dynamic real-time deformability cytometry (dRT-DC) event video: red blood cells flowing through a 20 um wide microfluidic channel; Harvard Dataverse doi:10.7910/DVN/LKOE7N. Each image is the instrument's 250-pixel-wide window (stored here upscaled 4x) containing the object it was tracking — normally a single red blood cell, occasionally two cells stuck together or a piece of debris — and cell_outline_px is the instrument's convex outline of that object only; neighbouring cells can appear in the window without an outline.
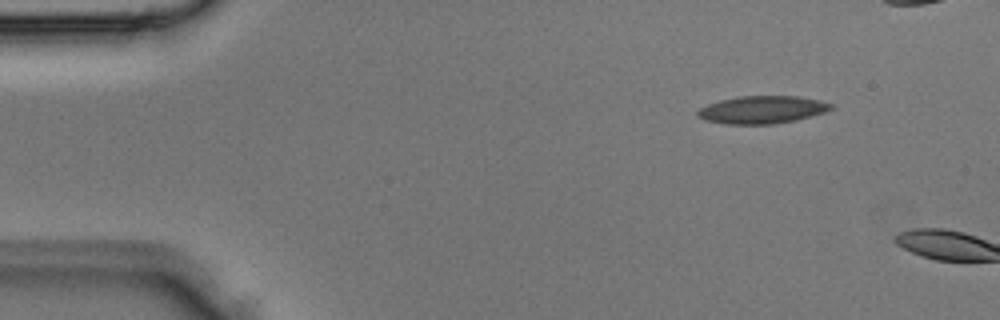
{"species": "Egyptian fruit bat (a non-hibernating species)", "species_latin": "Rousettus aegyptiacus", "temperature_condition": "room temperature", "stored_images_in_passage": 2, "camera_frame_rate_fps": 3000, "um_per_image_px": 0.085, "animal": {"sex": "male"}, "frame": {"image": 1, "passage_image": 1, "time_ms": 0.0, "image_size_px": [1000, 320], "cell_outline_px": [[836, 108], [824, 112], [796, 120], [776, 124], [724, 124], [704, 120], [696, 116], [696, 112], [700, 108], [708, 104], [720, 100], [740, 96], [796, 96], [820, 100], [836, 104]], "centroid_in_image_um": [64.8, 9.33], "position_along_channel_um": 20.2, "area_um2": 21.73}}